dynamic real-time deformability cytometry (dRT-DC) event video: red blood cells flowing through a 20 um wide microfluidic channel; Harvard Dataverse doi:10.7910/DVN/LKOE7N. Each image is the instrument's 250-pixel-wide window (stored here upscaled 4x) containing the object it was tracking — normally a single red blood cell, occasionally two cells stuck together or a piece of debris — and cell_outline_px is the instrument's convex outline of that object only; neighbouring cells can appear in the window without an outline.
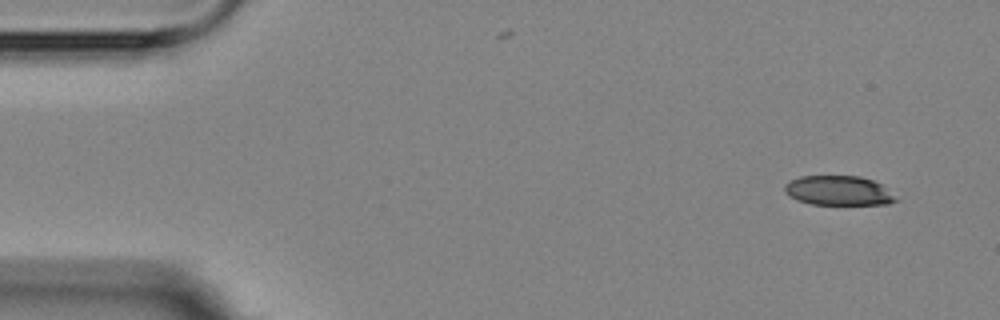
{"species": "Egyptian fruit bat (a non-hibernating species)", "species_latin": "Rousettus aegyptiacus", "temperature_condition": "room temperature", "stored_images_in_passage": 4, "camera_frame_rate_fps": 3000, "um_per_image_px": 0.085, "animal": {"sex": "female"}, "frame": {"image": 1, "passage_image": 1, "time_ms": 0.0, "image_size_px": [1000, 320], "cell_outline_px": [[900, 200], [888, 204], [812, 204], [796, 200], [788, 196], [784, 192], [784, 184], [788, 180], [800, 176], [860, 176], [872, 180], [880, 184]], "centroid_in_image_um": [71.22, 16.2], "position_along_channel_um": 13.8, "area_um2": 19.25}}